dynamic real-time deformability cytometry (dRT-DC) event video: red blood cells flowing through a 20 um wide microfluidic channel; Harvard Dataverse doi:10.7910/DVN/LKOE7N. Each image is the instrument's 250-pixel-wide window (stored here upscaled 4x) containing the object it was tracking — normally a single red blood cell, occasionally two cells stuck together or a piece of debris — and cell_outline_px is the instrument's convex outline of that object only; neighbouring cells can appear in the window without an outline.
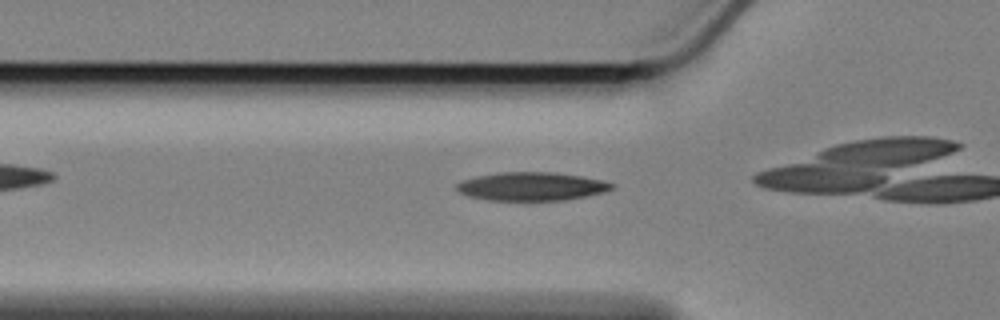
{"species": "Egyptian fruit bat (a non-hibernating species)", "species_latin": "Rousettus aegyptiacus", "temperature_condition": "cold", "stored_images_in_passage": 29, "camera_frame_rate_fps": 3000, "um_per_image_px": 0.085, "animal": {"sex": "female"}, "frame": {"image": 1, "passage_image": 2, "time_ms": 0.333, "image_size_px": [1000, 320], "cell_outline_px": [[616, 188], [568, 200], [488, 200], [468, 196], [460, 192], [456, 188], [456, 184], [464, 180], [476, 176], [500, 172], [552, 172], [580, 176], [600, 180], [616, 184]], "centroid_in_image_um": [45.17, 15.84], "position_along_channel_um": 80.6, "area_um2": 25.49}}
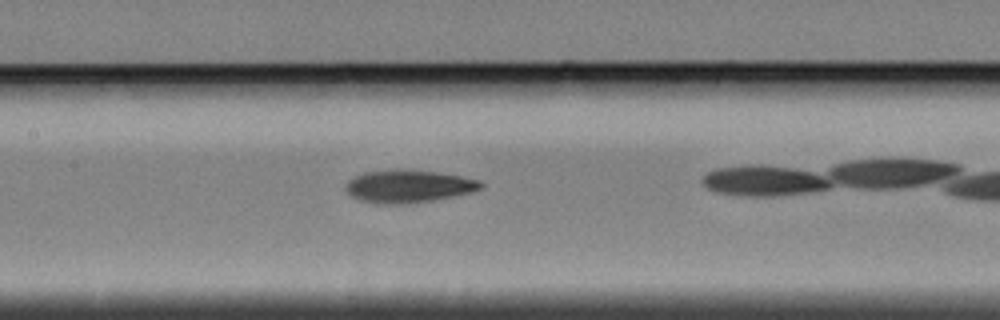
{"frame": {"image": 2, "passage_image": 10, "time_ms": 3.0, "image_size_px": [1000, 320], "cell_outline_px": [[484, 184], [480, 188], [472, 192], [432, 200], [400, 204], [384, 204], [360, 200], [352, 196], [344, 188], [348, 180], [364, 172], [392, 168], [404, 168], [436, 172], [460, 176], [480, 180]], "centroid_in_image_um": [34.69, 15.8], "position_along_channel_um": 172.7, "area_um2": 25.78}}
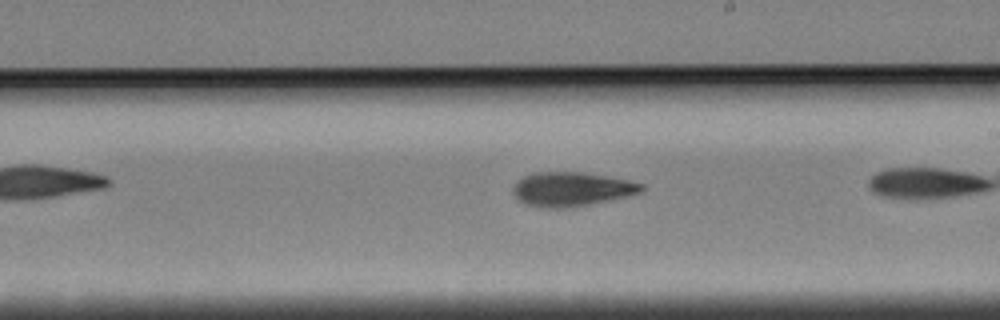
{"frame": {"image": 3, "passage_image": 16, "time_ms": 5.0, "image_size_px": [1000, 320], "cell_outline_px": [[644, 188], [640, 192], [624, 196], [588, 204], [564, 208], [540, 208], [524, 204], [512, 192], [512, 188], [516, 180], [532, 172], [584, 172], [608, 176], [628, 180], [644, 184]], "centroid_in_image_um": [48.51, 16.06], "position_along_channel_um": 240.5, "area_um2": 25.49}, "authors_computed_cell_mechanics": {"area_um2": 25.0852, "velocity_mm_per_s": 3.4015, "shape_relaxation_time_tau1_ms": 4.1582, "shape_relaxation_time_tau2_ms": 4.6192, "deformation_change_tau1": 0.1352, "deformation_change_tau2": 0.1221}}